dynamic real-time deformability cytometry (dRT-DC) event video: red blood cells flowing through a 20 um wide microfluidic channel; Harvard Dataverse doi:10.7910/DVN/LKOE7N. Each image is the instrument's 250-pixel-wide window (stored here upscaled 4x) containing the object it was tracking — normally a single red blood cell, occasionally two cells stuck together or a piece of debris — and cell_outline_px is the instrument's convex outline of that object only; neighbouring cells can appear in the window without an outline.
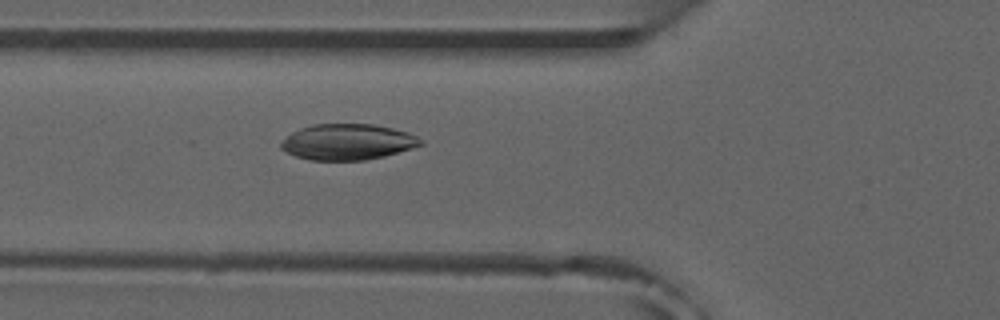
{"species": "common noctule bat (a hibernating species)", "species_latin": "Nyctalus noctula", "temperature_condition": "room temperature", "stored_images_in_passage": 2, "camera_frame_rate_fps": 3000, "um_per_image_px": 0.085, "animal": {"sex": "male", "forearm_length_mm": 52.5}, "frame": {"image": 1, "passage_image": 2, "time_ms": 1.0, "image_size_px": [1000, 320], "cell_outline_px": [[424, 144], [412, 148], [384, 156], [364, 160], [308, 160], [296, 156], [280, 148], [280, 144], [292, 132], [300, 128], [312, 124], [372, 124], [392, 128], [408, 132], [424, 140]], "centroid_in_image_um": [29.57, 12.06], "position_along_channel_um": 96.2, "area_um2": 29.13}}